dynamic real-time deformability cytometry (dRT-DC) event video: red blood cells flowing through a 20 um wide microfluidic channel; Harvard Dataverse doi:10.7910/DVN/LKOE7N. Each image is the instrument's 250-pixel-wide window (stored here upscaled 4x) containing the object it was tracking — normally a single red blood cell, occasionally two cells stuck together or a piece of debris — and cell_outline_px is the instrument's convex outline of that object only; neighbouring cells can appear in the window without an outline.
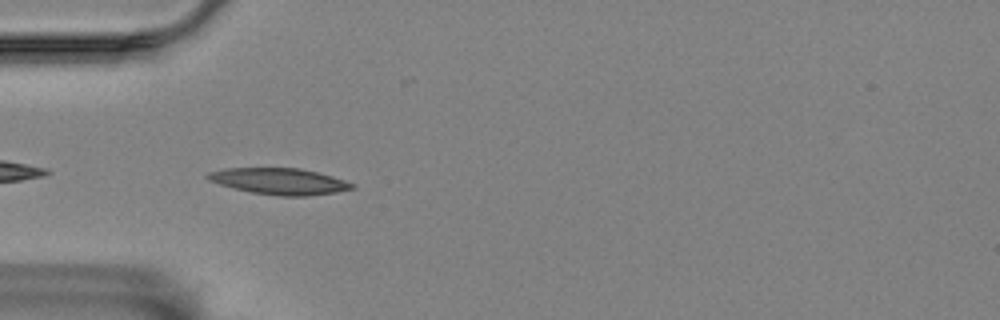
{"species": "Egyptian fruit bat (a non-hibernating species)", "species_latin": "Rousettus aegyptiacus", "temperature_condition": "room temperature", "stored_images_in_passage": 27, "camera_frame_rate_fps": 3000, "um_per_image_px": 0.085, "animal": {"sex": "female"}, "frame": {"image": 1, "passage_image": 2, "time_ms": 0.333, "image_size_px": [1000, 320], "cell_outline_px": [[356, 188], [336, 192], [308, 196], [280, 196], [252, 192], [232, 188], [208, 180], [204, 176], [208, 172], [224, 168], [300, 168], [332, 176], [344, 180], [352, 184]], "centroid_in_image_um": [23.71, 15.41], "position_along_channel_um": 61.3, "area_um2": 22.08}}
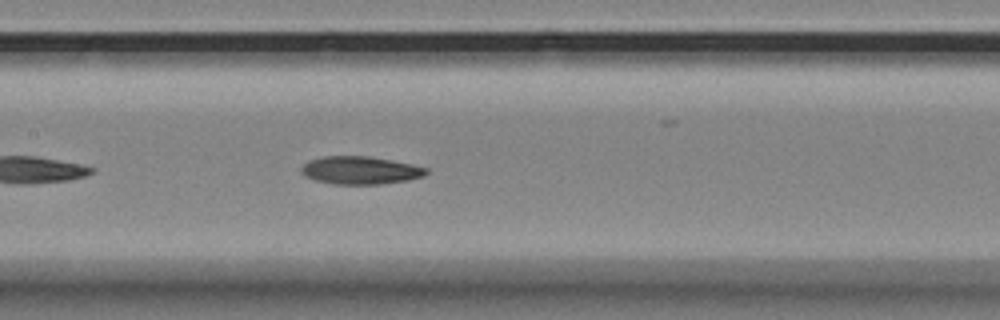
{"frame": {"image": 2, "passage_image": 12, "time_ms": 3.667, "image_size_px": [1000, 320], "cell_outline_px": [[428, 172], [424, 176], [408, 180], [380, 184], [332, 184], [316, 180], [304, 176], [300, 168], [308, 160], [324, 156], [368, 156], [392, 160], [412, 164], [428, 168]], "centroid_in_image_um": [30.63, 14.47], "position_along_channel_um": 176.8, "area_um2": 20.35}}
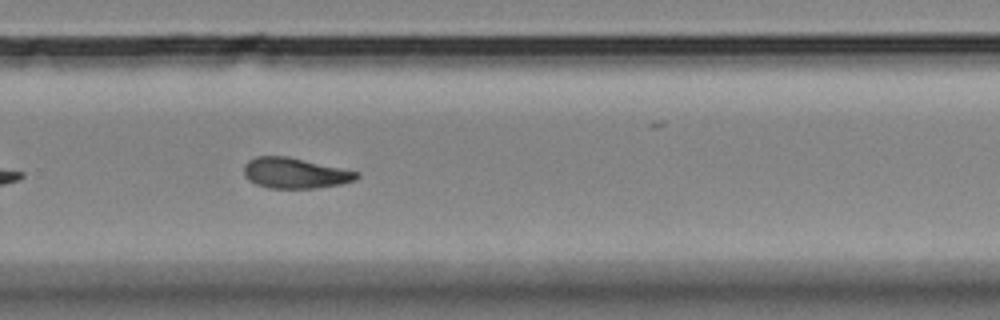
{"frame": {"image": 3, "passage_image": 23, "time_ms": 7.333, "image_size_px": [1000, 320], "cell_outline_px": [[360, 176], [356, 180], [340, 184], [312, 188], [268, 188], [256, 184], [248, 180], [244, 176], [244, 164], [248, 160], [256, 156], [288, 156], [360, 172]], "centroid_in_image_um": [25.06, 14.7], "position_along_channel_um": 304.7, "area_um2": 20.17}}